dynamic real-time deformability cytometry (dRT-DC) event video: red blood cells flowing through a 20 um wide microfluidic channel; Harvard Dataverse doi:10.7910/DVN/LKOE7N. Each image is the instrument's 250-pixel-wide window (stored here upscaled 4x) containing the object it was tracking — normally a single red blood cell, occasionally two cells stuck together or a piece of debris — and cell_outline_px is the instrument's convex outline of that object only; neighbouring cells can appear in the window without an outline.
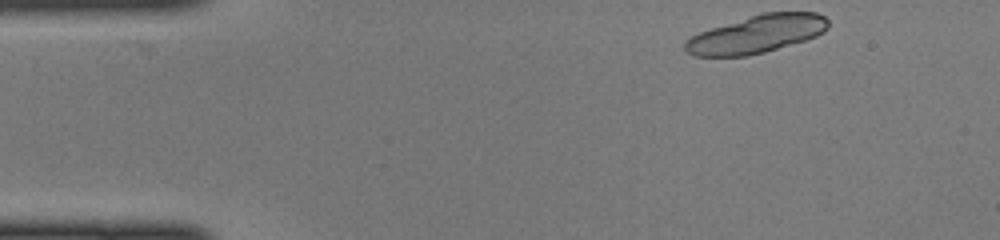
{"species": "common noctule bat (a hibernating species)", "species_latin": "Nyctalus noctula", "temperature_condition": "cold", "stored_images_in_passage": 19, "camera_frame_rate_fps": 3000, "um_per_image_px": 0.085, "animal": {"sex": "female", "body_mass_g": 22.0, "forearm_length_mm": 56.7}, "frame": {"image": 1, "passage_image": 1, "time_ms": 0.0, "image_size_px": [1000, 240], "cell_outline_px": [[828, 28], [824, 32], [816, 36], [804, 40], [764, 52], [748, 56], [692, 56], [684, 48], [684, 40], [700, 32], [760, 12], [816, 12], [824, 16], [828, 20]], "centroid_in_image_um": [64.31, 2.9], "position_along_channel_um": 20.7, "area_um2": 31.44}}